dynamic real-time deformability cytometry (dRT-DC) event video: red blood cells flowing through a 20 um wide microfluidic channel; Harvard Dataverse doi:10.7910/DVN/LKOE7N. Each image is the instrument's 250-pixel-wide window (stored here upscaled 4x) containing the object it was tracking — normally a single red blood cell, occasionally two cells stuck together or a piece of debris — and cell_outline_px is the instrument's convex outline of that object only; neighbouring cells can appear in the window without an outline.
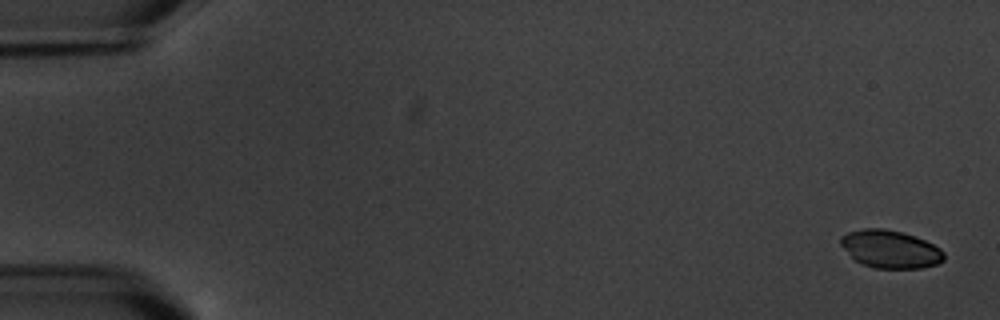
{"species": "common noctule bat (a hibernating species)", "species_latin": "Nyctalus noctula", "temperature_condition": "warm", "stored_images_in_passage": 6, "camera_frame_rate_fps": 3000, "um_per_image_px": 0.085, "animal": {"sex": "male", "body_mass_g": 20.1, "forearm_length_mm": 53.5}, "frame": {"image": 1, "passage_image": 1, "time_ms": 0.0, "image_size_px": [1000, 320], "cell_outline_px": [[944, 260], [936, 264], [920, 268], [872, 268], [856, 260], [840, 244], [840, 236], [848, 232], [864, 228], [884, 228], [904, 232], [916, 236], [940, 248], [944, 252]], "centroid_in_image_um": [75.68, 21.16], "position_along_channel_um": 9.3, "area_um2": 22.72}}
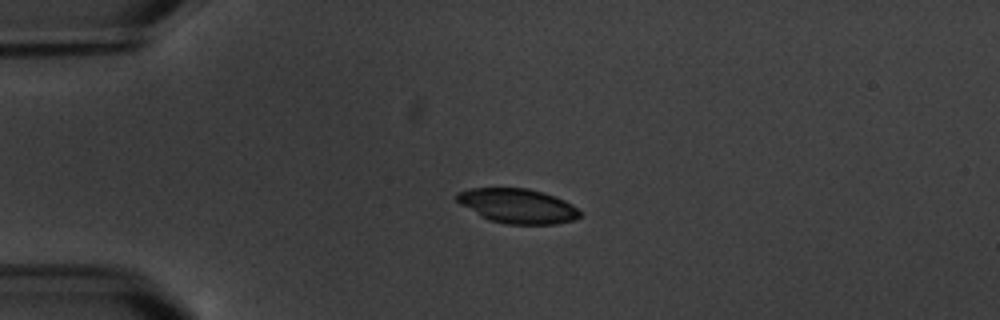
{"frame": {"image": 2, "passage_image": 4, "time_ms": 4.333, "image_size_px": [1000, 320], "cell_outline_px": [[580, 216], [576, 220], [556, 224], [504, 224], [492, 220], [460, 204], [456, 200], [456, 192], [472, 188], [528, 188], [544, 192], [564, 200], [572, 204], [580, 212]], "centroid_in_image_um": [44.03, 17.5], "position_along_channel_um": 41.0, "area_um2": 24.62}}